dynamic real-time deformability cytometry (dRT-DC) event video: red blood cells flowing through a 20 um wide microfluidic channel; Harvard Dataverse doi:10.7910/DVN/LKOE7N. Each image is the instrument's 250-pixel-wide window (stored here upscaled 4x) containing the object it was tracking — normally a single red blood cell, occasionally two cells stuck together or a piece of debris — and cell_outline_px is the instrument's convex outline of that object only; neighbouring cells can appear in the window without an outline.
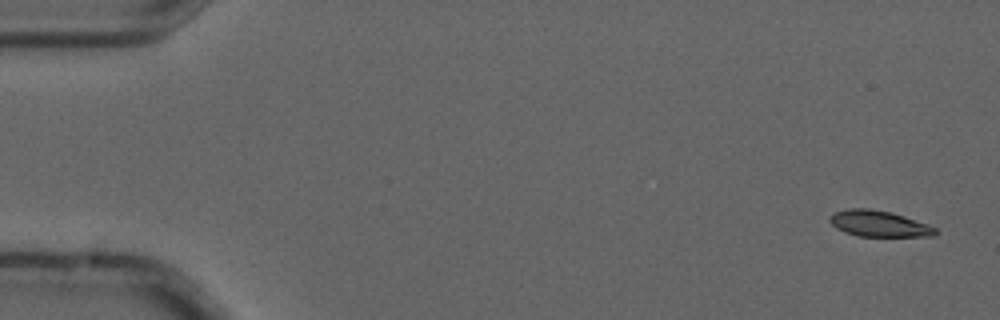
{"species": "common noctule bat (a hibernating species)", "species_latin": "Nyctalus noctula", "temperature_condition": "cold", "stored_images_in_passage": 10, "camera_frame_rate_fps": 3000, "um_per_image_px": 0.085, "animal": {"sex": "male", "forearm_length_mm": 52.5}, "frame": {"image": 1, "passage_image": 1, "time_ms": 0.0, "image_size_px": [1000, 320], "cell_outline_px": [[940, 232], [936, 236], [856, 236], [844, 232], [836, 228], [828, 220], [836, 212], [848, 208], [868, 208], [892, 212], [904, 216], [936, 228]], "centroid_in_image_um": [74.72, 19.02], "position_along_channel_um": 10.3, "area_um2": 16.01}}
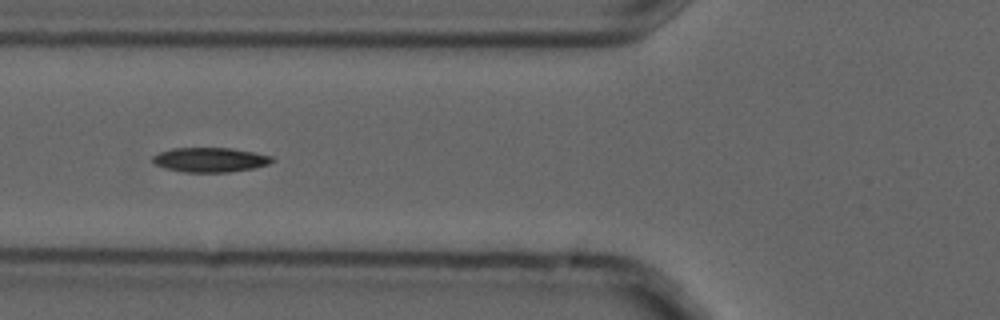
{"frame": {"image": 2, "passage_image": 6, "time_ms": 1.667, "image_size_px": [1000, 320], "cell_outline_px": [[276, 160], [268, 164], [252, 168], [228, 172], [184, 172], [164, 168], [156, 164], [152, 160], [152, 156], [160, 152], [172, 148], [232, 148], [272, 156]], "centroid_in_image_um": [17.85, 13.58], "position_along_channel_um": 107.9, "area_um2": 16.99}}
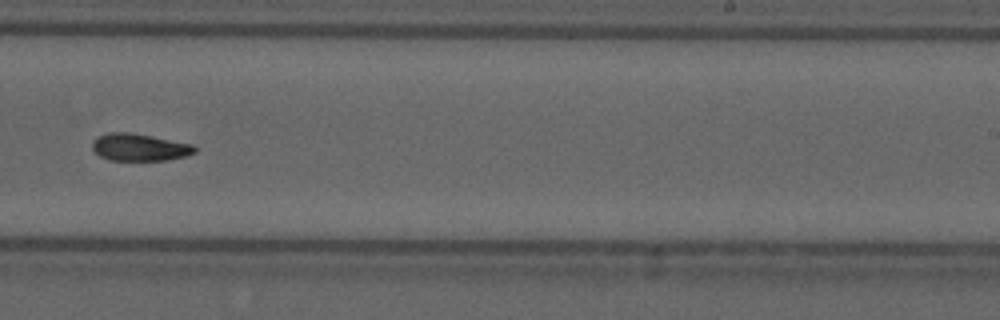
{"frame": {"image": 3, "passage_image": 10, "time_ms": 3.0, "image_size_px": [1000, 320], "cell_outline_px": [[196, 152], [188, 156], [168, 160], [108, 160], [100, 156], [92, 148], [92, 144], [100, 136], [108, 132], [132, 132], [192, 144], [196, 148]], "centroid_in_image_um": [11.89, 12.52], "position_along_channel_um": 277.1, "area_um2": 16.24}}